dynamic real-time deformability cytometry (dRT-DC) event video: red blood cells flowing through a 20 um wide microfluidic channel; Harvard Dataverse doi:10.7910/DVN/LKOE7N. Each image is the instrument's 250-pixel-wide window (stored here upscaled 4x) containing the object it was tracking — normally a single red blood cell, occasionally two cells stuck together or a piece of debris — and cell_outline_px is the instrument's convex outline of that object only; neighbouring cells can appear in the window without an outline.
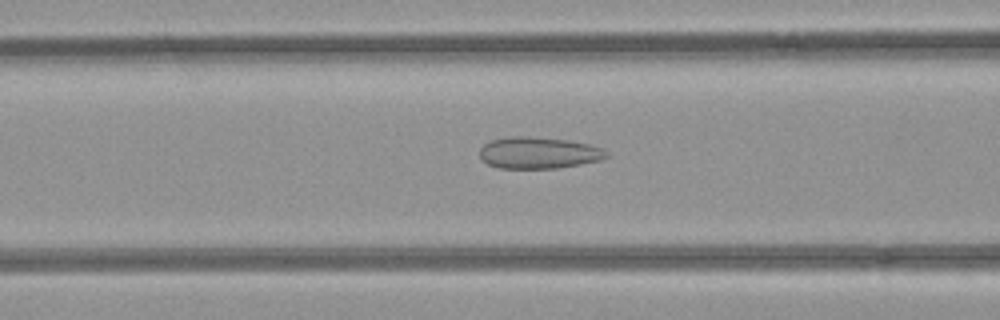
{"species": "common noctule bat (a hibernating species)", "species_latin": "Nyctalus noctula", "temperature_condition": "room temperature", "stored_images_in_passage": 27, "camera_frame_rate_fps": 3000, "um_per_image_px": 0.085, "animal": {"sex": "female", "body_mass_g": 21.9}, "frame": {"image": 1, "passage_image": 6, "time_ms": 1.667, "image_size_px": [1000, 320], "cell_outline_px": [[608, 156], [600, 160], [580, 164], [556, 168], [500, 168], [488, 164], [480, 156], [480, 148], [484, 144], [492, 140], [508, 136], [524, 136], [568, 140], [588, 144], [604, 148], [608, 152]], "centroid_in_image_um": [45.79, 12.98], "position_along_channel_um": 120.8, "area_um2": 23.24}}
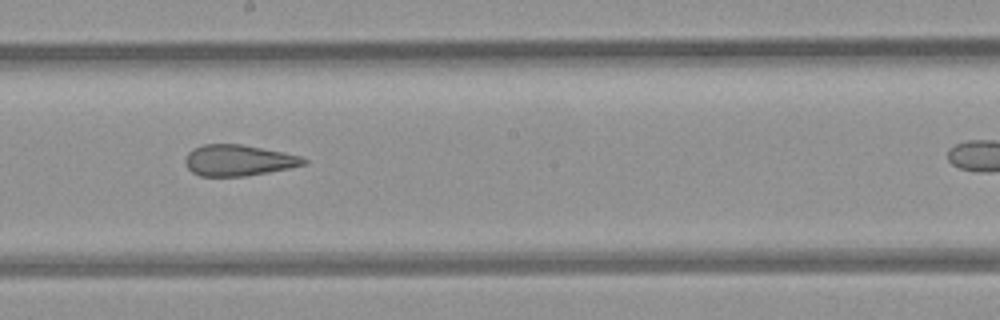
{"frame": {"image": 2, "passage_image": 14, "time_ms": 4.333, "image_size_px": [1000, 320], "cell_outline_px": [[308, 160], [304, 164], [288, 168], [268, 172], [244, 176], [200, 176], [192, 172], [188, 168], [184, 160], [188, 152], [192, 148], [204, 144], [240, 144], [300, 156]], "centroid_in_image_um": [20.2, 13.63], "position_along_channel_um": 228.0, "area_um2": 21.15}}
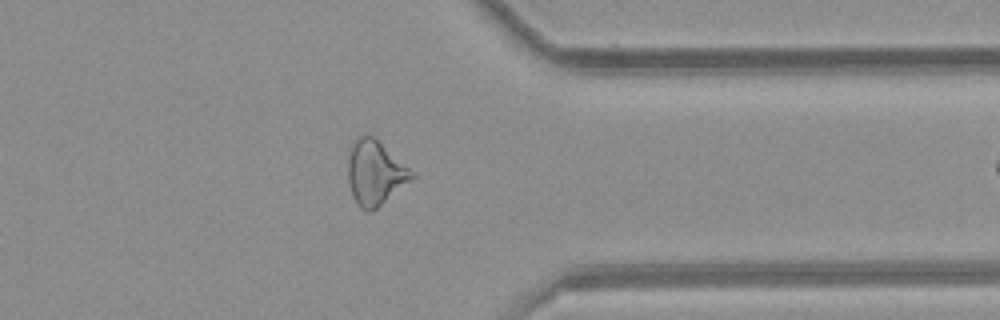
{"frame": {"image": 3, "passage_image": 26, "time_ms": 8.333, "image_size_px": [1000, 320], "cell_outline_px": [[416, 176], [412, 180], [372, 212], [368, 212], [360, 208], [356, 204], [352, 196], [348, 180], [348, 160], [352, 144], [360, 136], [372, 136], [416, 172]], "centroid_in_image_um": [31.91, 14.73], "position_along_channel_um": 379.5, "area_um2": 23.99}}